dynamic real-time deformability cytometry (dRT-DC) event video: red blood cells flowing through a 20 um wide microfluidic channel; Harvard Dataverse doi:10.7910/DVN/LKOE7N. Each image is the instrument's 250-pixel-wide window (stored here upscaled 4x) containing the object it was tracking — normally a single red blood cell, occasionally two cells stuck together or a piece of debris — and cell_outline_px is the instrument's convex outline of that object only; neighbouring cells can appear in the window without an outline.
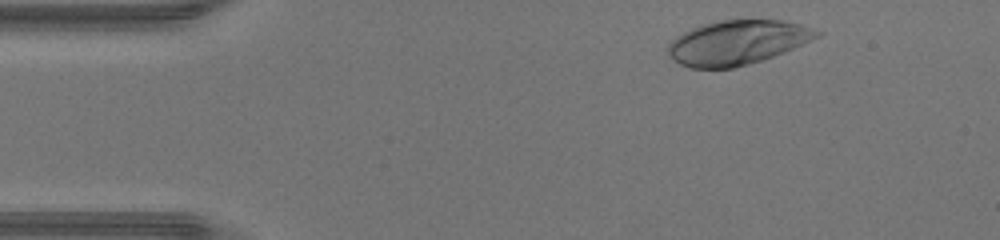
{"species": "human", "species_latin": "Homo sapiens", "temperature_condition": "warm", "stored_images_in_passage": 37, "camera_frame_rate_fps": 3000, "um_per_image_px": 0.085, "donor": {"sex": "male"}, "frame": {"image": 1, "passage_image": 2, "time_ms": 0.333, "image_size_px": [1000, 240], "cell_outline_px": [[824, 32], [820, 36], [784, 52], [748, 64], [732, 68], [688, 68], [672, 60], [668, 56], [668, 44], [676, 36], [692, 28], [716, 20], [780, 20], [800, 24]], "centroid_in_image_um": [62.64, 3.61], "position_along_channel_um": 22.4, "area_um2": 38.38}}
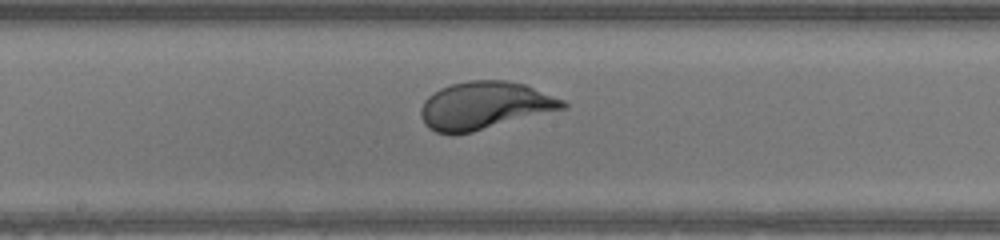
{"frame": {"image": 2, "passage_image": 20, "time_ms": 6.333, "image_size_px": [1000, 240], "cell_outline_px": [[568, 108], [472, 132], [436, 132], [428, 128], [424, 124], [420, 116], [420, 108], [424, 100], [428, 96], [440, 88], [452, 84], [468, 80], [508, 80], [524, 84], [564, 100], [568, 104]], "centroid_in_image_um": [41.2, 8.96], "position_along_channel_um": 207.0, "area_um2": 39.3}}
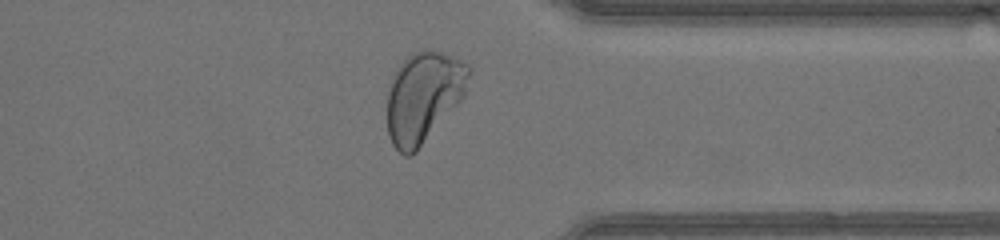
{"frame": {"image": 3, "passage_image": 32, "time_ms": 10.333, "image_size_px": [1000, 240], "cell_outline_px": [[472, 72], [464, 96], [416, 152], [412, 156], [404, 156], [392, 144], [388, 132], [388, 92], [392, 80], [400, 64], [408, 56], [424, 48], [428, 48], [440, 52], [460, 60], [468, 64], [472, 68]], "centroid_in_image_um": [36.02, 8.23], "position_along_channel_um": 375.4, "area_um2": 42.89}, "authors_computed_cell_mechanics": {"area_um2": 38.8416, "velocity_mm_per_s": 4.3729, "shape_relaxation_time_tau1_ms": 2.0244, "shape_relaxation_time_tau2_ms": null, "deformation_change_tau1": 0.1906, "deformation_change_tau2": null}}